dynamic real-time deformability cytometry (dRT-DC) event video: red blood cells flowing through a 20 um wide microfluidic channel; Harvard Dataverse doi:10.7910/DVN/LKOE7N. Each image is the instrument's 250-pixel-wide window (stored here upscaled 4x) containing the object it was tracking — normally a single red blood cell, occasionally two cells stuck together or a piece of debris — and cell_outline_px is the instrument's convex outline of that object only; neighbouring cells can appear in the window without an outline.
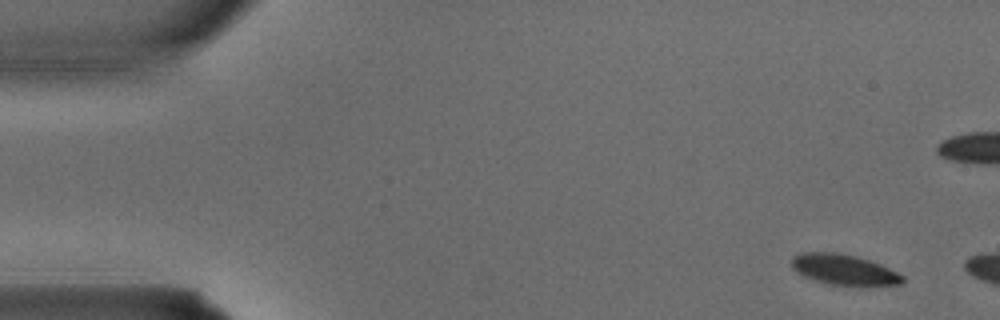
{"species": "common noctule bat (a hibernating species)", "species_latin": "Nyctalus noctula", "temperature_condition": "warm", "stored_images_in_passage": 2, "camera_frame_rate_fps": 3000, "um_per_image_px": 0.085, "animal": {"sex": "male", "body_mass_g": 15.6}, "frame": {"image": 1, "passage_image": 1, "time_ms": 0.0, "image_size_px": [1000, 320], "cell_outline_px": [[904, 280], [900, 284], [868, 288], [856, 288], [828, 284], [804, 276], [796, 272], [792, 268], [792, 256], [804, 252], [836, 252], [856, 256], [880, 264], [904, 276]], "centroid_in_image_um": [71.77, 22.97], "position_along_channel_um": 13.2, "area_um2": 20.4}}